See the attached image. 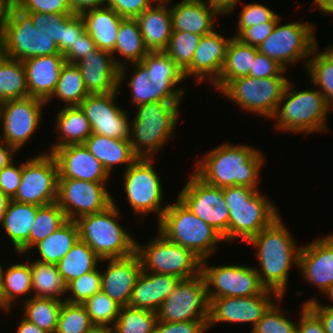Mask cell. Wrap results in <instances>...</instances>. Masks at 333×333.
<instances>
[{"label": "cell", "instance_id": "cell-1", "mask_svg": "<svg viewBox=\"0 0 333 333\" xmlns=\"http://www.w3.org/2000/svg\"><path fill=\"white\" fill-rule=\"evenodd\" d=\"M248 144L223 143L197 160L194 173L209 185L246 186L258 190L265 156Z\"/></svg>", "mask_w": 333, "mask_h": 333}, {"label": "cell", "instance_id": "cell-2", "mask_svg": "<svg viewBox=\"0 0 333 333\" xmlns=\"http://www.w3.org/2000/svg\"><path fill=\"white\" fill-rule=\"evenodd\" d=\"M280 217L250 239L248 244L256 249L259 267L254 268L262 285L284 297L289 271L291 267L298 268L301 246L297 245L293 234Z\"/></svg>", "mask_w": 333, "mask_h": 333}, {"label": "cell", "instance_id": "cell-3", "mask_svg": "<svg viewBox=\"0 0 333 333\" xmlns=\"http://www.w3.org/2000/svg\"><path fill=\"white\" fill-rule=\"evenodd\" d=\"M181 101H155L135 107L129 142L137 158L154 159V155L174 135ZM155 153V154H154Z\"/></svg>", "mask_w": 333, "mask_h": 333}, {"label": "cell", "instance_id": "cell-4", "mask_svg": "<svg viewBox=\"0 0 333 333\" xmlns=\"http://www.w3.org/2000/svg\"><path fill=\"white\" fill-rule=\"evenodd\" d=\"M223 196L229 209V243L248 242L280 216L270 197L254 188L225 187Z\"/></svg>", "mask_w": 333, "mask_h": 333}, {"label": "cell", "instance_id": "cell-5", "mask_svg": "<svg viewBox=\"0 0 333 333\" xmlns=\"http://www.w3.org/2000/svg\"><path fill=\"white\" fill-rule=\"evenodd\" d=\"M292 84L289 80L271 119L275 122V129L306 135L328 132L327 114L332 108L324 95L317 88L298 91Z\"/></svg>", "mask_w": 333, "mask_h": 333}, {"label": "cell", "instance_id": "cell-6", "mask_svg": "<svg viewBox=\"0 0 333 333\" xmlns=\"http://www.w3.org/2000/svg\"><path fill=\"white\" fill-rule=\"evenodd\" d=\"M157 225L158 232L167 240L187 248L201 260L210 259L218 244L225 242L219 232L198 218L178 197L168 204Z\"/></svg>", "mask_w": 333, "mask_h": 333}, {"label": "cell", "instance_id": "cell-7", "mask_svg": "<svg viewBox=\"0 0 333 333\" xmlns=\"http://www.w3.org/2000/svg\"><path fill=\"white\" fill-rule=\"evenodd\" d=\"M116 201L107 209L76 220L79 239L101 259L123 258L136 252V238L119 224L120 208Z\"/></svg>", "mask_w": 333, "mask_h": 333}, {"label": "cell", "instance_id": "cell-8", "mask_svg": "<svg viewBox=\"0 0 333 333\" xmlns=\"http://www.w3.org/2000/svg\"><path fill=\"white\" fill-rule=\"evenodd\" d=\"M4 56L24 61L32 57L61 54L58 46L34 25L32 17L8 2L3 18Z\"/></svg>", "mask_w": 333, "mask_h": 333}, {"label": "cell", "instance_id": "cell-9", "mask_svg": "<svg viewBox=\"0 0 333 333\" xmlns=\"http://www.w3.org/2000/svg\"><path fill=\"white\" fill-rule=\"evenodd\" d=\"M289 82L285 76L231 80L218 94L230 99L244 112L272 119Z\"/></svg>", "mask_w": 333, "mask_h": 333}, {"label": "cell", "instance_id": "cell-10", "mask_svg": "<svg viewBox=\"0 0 333 333\" xmlns=\"http://www.w3.org/2000/svg\"><path fill=\"white\" fill-rule=\"evenodd\" d=\"M154 159L137 158L123 175L124 191L134 217L139 221L155 213L159 221L168 207L162 204L164 190Z\"/></svg>", "mask_w": 333, "mask_h": 333}, {"label": "cell", "instance_id": "cell-11", "mask_svg": "<svg viewBox=\"0 0 333 333\" xmlns=\"http://www.w3.org/2000/svg\"><path fill=\"white\" fill-rule=\"evenodd\" d=\"M142 269L157 274L172 275L180 280L201 274L202 260L187 248L172 243L157 231L147 244L136 242Z\"/></svg>", "mask_w": 333, "mask_h": 333}, {"label": "cell", "instance_id": "cell-12", "mask_svg": "<svg viewBox=\"0 0 333 333\" xmlns=\"http://www.w3.org/2000/svg\"><path fill=\"white\" fill-rule=\"evenodd\" d=\"M279 19L274 30L258 47L261 54L277 61L287 70L289 64L303 59L306 66L314 47L318 44L316 39V26L308 22L294 21L281 24Z\"/></svg>", "mask_w": 333, "mask_h": 333}, {"label": "cell", "instance_id": "cell-13", "mask_svg": "<svg viewBox=\"0 0 333 333\" xmlns=\"http://www.w3.org/2000/svg\"><path fill=\"white\" fill-rule=\"evenodd\" d=\"M59 170L56 158L47 151L22 162V176L13 200L43 206L57 201Z\"/></svg>", "mask_w": 333, "mask_h": 333}, {"label": "cell", "instance_id": "cell-14", "mask_svg": "<svg viewBox=\"0 0 333 333\" xmlns=\"http://www.w3.org/2000/svg\"><path fill=\"white\" fill-rule=\"evenodd\" d=\"M202 260L201 274L206 283L208 302L219 297H250L262 293V285L254 266L240 264L208 265Z\"/></svg>", "mask_w": 333, "mask_h": 333}, {"label": "cell", "instance_id": "cell-15", "mask_svg": "<svg viewBox=\"0 0 333 333\" xmlns=\"http://www.w3.org/2000/svg\"><path fill=\"white\" fill-rule=\"evenodd\" d=\"M177 197L229 243V209L224 200L223 188L207 184L193 172Z\"/></svg>", "mask_w": 333, "mask_h": 333}, {"label": "cell", "instance_id": "cell-16", "mask_svg": "<svg viewBox=\"0 0 333 333\" xmlns=\"http://www.w3.org/2000/svg\"><path fill=\"white\" fill-rule=\"evenodd\" d=\"M44 106V100L31 96L0 103V139L20 151L39 128Z\"/></svg>", "mask_w": 333, "mask_h": 333}, {"label": "cell", "instance_id": "cell-17", "mask_svg": "<svg viewBox=\"0 0 333 333\" xmlns=\"http://www.w3.org/2000/svg\"><path fill=\"white\" fill-rule=\"evenodd\" d=\"M157 318L164 322L209 320V302L202 274L179 280L158 309Z\"/></svg>", "mask_w": 333, "mask_h": 333}, {"label": "cell", "instance_id": "cell-18", "mask_svg": "<svg viewBox=\"0 0 333 333\" xmlns=\"http://www.w3.org/2000/svg\"><path fill=\"white\" fill-rule=\"evenodd\" d=\"M108 182L77 179H58L57 204L68 220L101 212L113 204L114 197L107 189Z\"/></svg>", "mask_w": 333, "mask_h": 333}, {"label": "cell", "instance_id": "cell-19", "mask_svg": "<svg viewBox=\"0 0 333 333\" xmlns=\"http://www.w3.org/2000/svg\"><path fill=\"white\" fill-rule=\"evenodd\" d=\"M119 91L88 95L79 105L90 123L92 134L129 140L131 121L127 115L130 114L116 102Z\"/></svg>", "mask_w": 333, "mask_h": 333}, {"label": "cell", "instance_id": "cell-20", "mask_svg": "<svg viewBox=\"0 0 333 333\" xmlns=\"http://www.w3.org/2000/svg\"><path fill=\"white\" fill-rule=\"evenodd\" d=\"M279 298L276 292L268 289L250 297L213 298L209 302L208 330L214 324L224 322L237 325L250 323L253 329L268 308Z\"/></svg>", "mask_w": 333, "mask_h": 333}, {"label": "cell", "instance_id": "cell-21", "mask_svg": "<svg viewBox=\"0 0 333 333\" xmlns=\"http://www.w3.org/2000/svg\"><path fill=\"white\" fill-rule=\"evenodd\" d=\"M298 269L323 294L333 284V234L301 245Z\"/></svg>", "mask_w": 333, "mask_h": 333}, {"label": "cell", "instance_id": "cell-22", "mask_svg": "<svg viewBox=\"0 0 333 333\" xmlns=\"http://www.w3.org/2000/svg\"><path fill=\"white\" fill-rule=\"evenodd\" d=\"M100 262H107L104 271L101 270V290L121 307L128 306L143 270L138 254L135 252L127 257L103 259Z\"/></svg>", "mask_w": 333, "mask_h": 333}, {"label": "cell", "instance_id": "cell-23", "mask_svg": "<svg viewBox=\"0 0 333 333\" xmlns=\"http://www.w3.org/2000/svg\"><path fill=\"white\" fill-rule=\"evenodd\" d=\"M213 32L201 36L192 58L191 65L183 72L185 79L195 77L196 82L212 85L220 76L226 59V51L232 37Z\"/></svg>", "mask_w": 333, "mask_h": 333}, {"label": "cell", "instance_id": "cell-24", "mask_svg": "<svg viewBox=\"0 0 333 333\" xmlns=\"http://www.w3.org/2000/svg\"><path fill=\"white\" fill-rule=\"evenodd\" d=\"M59 179H77L90 182H108L111 175L84 144H70L56 148Z\"/></svg>", "mask_w": 333, "mask_h": 333}, {"label": "cell", "instance_id": "cell-25", "mask_svg": "<svg viewBox=\"0 0 333 333\" xmlns=\"http://www.w3.org/2000/svg\"><path fill=\"white\" fill-rule=\"evenodd\" d=\"M75 65L81 71L89 95L108 94L118 90L119 68L112 53L97 48Z\"/></svg>", "mask_w": 333, "mask_h": 333}, {"label": "cell", "instance_id": "cell-26", "mask_svg": "<svg viewBox=\"0 0 333 333\" xmlns=\"http://www.w3.org/2000/svg\"><path fill=\"white\" fill-rule=\"evenodd\" d=\"M141 62L147 68L149 80L159 90V101H182L187 92L177 84L185 80L184 73L164 51L148 52Z\"/></svg>", "mask_w": 333, "mask_h": 333}, {"label": "cell", "instance_id": "cell-27", "mask_svg": "<svg viewBox=\"0 0 333 333\" xmlns=\"http://www.w3.org/2000/svg\"><path fill=\"white\" fill-rule=\"evenodd\" d=\"M22 62L29 96L46 101L55 90L62 66L66 63L64 55L37 56Z\"/></svg>", "mask_w": 333, "mask_h": 333}, {"label": "cell", "instance_id": "cell-28", "mask_svg": "<svg viewBox=\"0 0 333 333\" xmlns=\"http://www.w3.org/2000/svg\"><path fill=\"white\" fill-rule=\"evenodd\" d=\"M173 31L207 35L214 31L220 14L205 0H181L170 6ZM218 16V17H217Z\"/></svg>", "mask_w": 333, "mask_h": 333}, {"label": "cell", "instance_id": "cell-29", "mask_svg": "<svg viewBox=\"0 0 333 333\" xmlns=\"http://www.w3.org/2000/svg\"><path fill=\"white\" fill-rule=\"evenodd\" d=\"M170 1H155L136 20L149 52L164 51L171 37L173 26ZM169 7V8H168Z\"/></svg>", "mask_w": 333, "mask_h": 333}, {"label": "cell", "instance_id": "cell-30", "mask_svg": "<svg viewBox=\"0 0 333 333\" xmlns=\"http://www.w3.org/2000/svg\"><path fill=\"white\" fill-rule=\"evenodd\" d=\"M148 52L137 20L124 18L120 23L114 52L112 53L113 60L119 68L118 89H120L124 80L126 81V75L129 73L128 67L141 62ZM117 55L120 56L117 58ZM121 57L125 60L124 62L123 59H120ZM126 72L128 73L126 74Z\"/></svg>", "mask_w": 333, "mask_h": 333}, {"label": "cell", "instance_id": "cell-31", "mask_svg": "<svg viewBox=\"0 0 333 333\" xmlns=\"http://www.w3.org/2000/svg\"><path fill=\"white\" fill-rule=\"evenodd\" d=\"M81 17L85 24V31L93 39L97 48L113 53L120 23L124 18L106 5L88 10L81 14Z\"/></svg>", "mask_w": 333, "mask_h": 333}, {"label": "cell", "instance_id": "cell-32", "mask_svg": "<svg viewBox=\"0 0 333 333\" xmlns=\"http://www.w3.org/2000/svg\"><path fill=\"white\" fill-rule=\"evenodd\" d=\"M55 116V131L59 136L47 152L70 144H83L92 135L90 123L80 106H64Z\"/></svg>", "mask_w": 333, "mask_h": 333}, {"label": "cell", "instance_id": "cell-33", "mask_svg": "<svg viewBox=\"0 0 333 333\" xmlns=\"http://www.w3.org/2000/svg\"><path fill=\"white\" fill-rule=\"evenodd\" d=\"M111 175L115 166L124 165L125 171L136 159L129 140L109 138L100 134H92L84 143Z\"/></svg>", "mask_w": 333, "mask_h": 333}, {"label": "cell", "instance_id": "cell-34", "mask_svg": "<svg viewBox=\"0 0 333 333\" xmlns=\"http://www.w3.org/2000/svg\"><path fill=\"white\" fill-rule=\"evenodd\" d=\"M32 293L30 260L14 263L0 271V309L9 312L22 295Z\"/></svg>", "mask_w": 333, "mask_h": 333}, {"label": "cell", "instance_id": "cell-35", "mask_svg": "<svg viewBox=\"0 0 333 333\" xmlns=\"http://www.w3.org/2000/svg\"><path fill=\"white\" fill-rule=\"evenodd\" d=\"M258 47L242 43L232 37L226 51V59L219 78L210 86L220 92L231 80L242 76H249Z\"/></svg>", "mask_w": 333, "mask_h": 333}, {"label": "cell", "instance_id": "cell-36", "mask_svg": "<svg viewBox=\"0 0 333 333\" xmlns=\"http://www.w3.org/2000/svg\"><path fill=\"white\" fill-rule=\"evenodd\" d=\"M36 215V205L10 199L5 210L2 230L7 234L16 252L29 240Z\"/></svg>", "mask_w": 333, "mask_h": 333}, {"label": "cell", "instance_id": "cell-37", "mask_svg": "<svg viewBox=\"0 0 333 333\" xmlns=\"http://www.w3.org/2000/svg\"><path fill=\"white\" fill-rule=\"evenodd\" d=\"M79 240V229L76 221L68 220L62 227L37 243L39 259L36 261L57 264Z\"/></svg>", "mask_w": 333, "mask_h": 333}, {"label": "cell", "instance_id": "cell-38", "mask_svg": "<svg viewBox=\"0 0 333 333\" xmlns=\"http://www.w3.org/2000/svg\"><path fill=\"white\" fill-rule=\"evenodd\" d=\"M317 47L318 44L314 47L312 57H309L304 69L309 75L311 85L324 95L326 103L333 111V45L329 44L319 53L316 52Z\"/></svg>", "mask_w": 333, "mask_h": 333}, {"label": "cell", "instance_id": "cell-39", "mask_svg": "<svg viewBox=\"0 0 333 333\" xmlns=\"http://www.w3.org/2000/svg\"><path fill=\"white\" fill-rule=\"evenodd\" d=\"M32 292L30 297L64 300L66 284L56 264L30 260Z\"/></svg>", "mask_w": 333, "mask_h": 333}, {"label": "cell", "instance_id": "cell-40", "mask_svg": "<svg viewBox=\"0 0 333 333\" xmlns=\"http://www.w3.org/2000/svg\"><path fill=\"white\" fill-rule=\"evenodd\" d=\"M68 221L65 213L57 202L37 206V215L30 231L29 240L16 252V254H29L33 247L50 234L58 230Z\"/></svg>", "mask_w": 333, "mask_h": 333}, {"label": "cell", "instance_id": "cell-41", "mask_svg": "<svg viewBox=\"0 0 333 333\" xmlns=\"http://www.w3.org/2000/svg\"><path fill=\"white\" fill-rule=\"evenodd\" d=\"M100 261L94 251L79 239L56 265L67 285L70 281L95 270L101 264Z\"/></svg>", "mask_w": 333, "mask_h": 333}, {"label": "cell", "instance_id": "cell-42", "mask_svg": "<svg viewBox=\"0 0 333 333\" xmlns=\"http://www.w3.org/2000/svg\"><path fill=\"white\" fill-rule=\"evenodd\" d=\"M88 95L80 69L66 62L60 71L55 90L45 102L48 105L52 99H57L64 106H79Z\"/></svg>", "mask_w": 333, "mask_h": 333}, {"label": "cell", "instance_id": "cell-43", "mask_svg": "<svg viewBox=\"0 0 333 333\" xmlns=\"http://www.w3.org/2000/svg\"><path fill=\"white\" fill-rule=\"evenodd\" d=\"M64 300L25 297L22 317L48 333H55Z\"/></svg>", "mask_w": 333, "mask_h": 333}, {"label": "cell", "instance_id": "cell-44", "mask_svg": "<svg viewBox=\"0 0 333 333\" xmlns=\"http://www.w3.org/2000/svg\"><path fill=\"white\" fill-rule=\"evenodd\" d=\"M28 96L23 62L3 56L0 59V103Z\"/></svg>", "mask_w": 333, "mask_h": 333}, {"label": "cell", "instance_id": "cell-45", "mask_svg": "<svg viewBox=\"0 0 333 333\" xmlns=\"http://www.w3.org/2000/svg\"><path fill=\"white\" fill-rule=\"evenodd\" d=\"M157 321V312L123 306L114 326L117 333H153Z\"/></svg>", "mask_w": 333, "mask_h": 333}, {"label": "cell", "instance_id": "cell-46", "mask_svg": "<svg viewBox=\"0 0 333 333\" xmlns=\"http://www.w3.org/2000/svg\"><path fill=\"white\" fill-rule=\"evenodd\" d=\"M201 36L190 32L172 31L164 52L184 72L192 62Z\"/></svg>", "mask_w": 333, "mask_h": 333}, {"label": "cell", "instance_id": "cell-47", "mask_svg": "<svg viewBox=\"0 0 333 333\" xmlns=\"http://www.w3.org/2000/svg\"><path fill=\"white\" fill-rule=\"evenodd\" d=\"M134 71L127 87L130 88L131 103L136 106L159 101V90L149 80L146 66L142 62L134 63Z\"/></svg>", "mask_w": 333, "mask_h": 333}, {"label": "cell", "instance_id": "cell-48", "mask_svg": "<svg viewBox=\"0 0 333 333\" xmlns=\"http://www.w3.org/2000/svg\"><path fill=\"white\" fill-rule=\"evenodd\" d=\"M95 325L82 304L63 302L55 333H89Z\"/></svg>", "mask_w": 333, "mask_h": 333}, {"label": "cell", "instance_id": "cell-49", "mask_svg": "<svg viewBox=\"0 0 333 333\" xmlns=\"http://www.w3.org/2000/svg\"><path fill=\"white\" fill-rule=\"evenodd\" d=\"M82 305L95 326L114 325L121 308L102 290L92 295Z\"/></svg>", "mask_w": 333, "mask_h": 333}, {"label": "cell", "instance_id": "cell-50", "mask_svg": "<svg viewBox=\"0 0 333 333\" xmlns=\"http://www.w3.org/2000/svg\"><path fill=\"white\" fill-rule=\"evenodd\" d=\"M283 298L280 297L268 308L263 317L251 329V333H297L298 323L290 320L291 318H288L284 308L279 306Z\"/></svg>", "mask_w": 333, "mask_h": 333}, {"label": "cell", "instance_id": "cell-51", "mask_svg": "<svg viewBox=\"0 0 333 333\" xmlns=\"http://www.w3.org/2000/svg\"><path fill=\"white\" fill-rule=\"evenodd\" d=\"M97 267L66 285L67 297L64 301L71 304H82L101 290V270Z\"/></svg>", "mask_w": 333, "mask_h": 333}, {"label": "cell", "instance_id": "cell-52", "mask_svg": "<svg viewBox=\"0 0 333 333\" xmlns=\"http://www.w3.org/2000/svg\"><path fill=\"white\" fill-rule=\"evenodd\" d=\"M237 37L245 28L269 21H278L281 17L264 4L250 3L244 5L237 17Z\"/></svg>", "mask_w": 333, "mask_h": 333}, {"label": "cell", "instance_id": "cell-53", "mask_svg": "<svg viewBox=\"0 0 333 333\" xmlns=\"http://www.w3.org/2000/svg\"><path fill=\"white\" fill-rule=\"evenodd\" d=\"M33 20V25L50 37L57 45L63 40L65 17L68 14H46L42 12L28 13Z\"/></svg>", "mask_w": 333, "mask_h": 333}, {"label": "cell", "instance_id": "cell-54", "mask_svg": "<svg viewBox=\"0 0 333 333\" xmlns=\"http://www.w3.org/2000/svg\"><path fill=\"white\" fill-rule=\"evenodd\" d=\"M128 306L154 311L152 272L142 270L133 288Z\"/></svg>", "mask_w": 333, "mask_h": 333}, {"label": "cell", "instance_id": "cell-55", "mask_svg": "<svg viewBox=\"0 0 333 333\" xmlns=\"http://www.w3.org/2000/svg\"><path fill=\"white\" fill-rule=\"evenodd\" d=\"M12 2L27 13L74 14L67 0H13Z\"/></svg>", "mask_w": 333, "mask_h": 333}, {"label": "cell", "instance_id": "cell-56", "mask_svg": "<svg viewBox=\"0 0 333 333\" xmlns=\"http://www.w3.org/2000/svg\"><path fill=\"white\" fill-rule=\"evenodd\" d=\"M85 32V24L81 15L68 14L65 17L63 40L57 45L61 54L65 55L74 43Z\"/></svg>", "mask_w": 333, "mask_h": 333}, {"label": "cell", "instance_id": "cell-57", "mask_svg": "<svg viewBox=\"0 0 333 333\" xmlns=\"http://www.w3.org/2000/svg\"><path fill=\"white\" fill-rule=\"evenodd\" d=\"M208 320H193L185 322L157 321L153 333H206Z\"/></svg>", "mask_w": 333, "mask_h": 333}, {"label": "cell", "instance_id": "cell-58", "mask_svg": "<svg viewBox=\"0 0 333 333\" xmlns=\"http://www.w3.org/2000/svg\"><path fill=\"white\" fill-rule=\"evenodd\" d=\"M156 0H105V5L111 7L123 18L136 19Z\"/></svg>", "mask_w": 333, "mask_h": 333}, {"label": "cell", "instance_id": "cell-59", "mask_svg": "<svg viewBox=\"0 0 333 333\" xmlns=\"http://www.w3.org/2000/svg\"><path fill=\"white\" fill-rule=\"evenodd\" d=\"M175 276L157 274L152 272V291L154 299V312H157L161 304L172 293L179 282Z\"/></svg>", "mask_w": 333, "mask_h": 333}, {"label": "cell", "instance_id": "cell-60", "mask_svg": "<svg viewBox=\"0 0 333 333\" xmlns=\"http://www.w3.org/2000/svg\"><path fill=\"white\" fill-rule=\"evenodd\" d=\"M287 70L274 59L258 52L252 64L249 77L266 78L272 76H285Z\"/></svg>", "mask_w": 333, "mask_h": 333}, {"label": "cell", "instance_id": "cell-61", "mask_svg": "<svg viewBox=\"0 0 333 333\" xmlns=\"http://www.w3.org/2000/svg\"><path fill=\"white\" fill-rule=\"evenodd\" d=\"M22 163L15 165L12 161L8 166L0 170V191L9 199H13L21 183Z\"/></svg>", "mask_w": 333, "mask_h": 333}, {"label": "cell", "instance_id": "cell-62", "mask_svg": "<svg viewBox=\"0 0 333 333\" xmlns=\"http://www.w3.org/2000/svg\"><path fill=\"white\" fill-rule=\"evenodd\" d=\"M277 22L278 21H269L247 27L236 38L247 45L259 47L274 30Z\"/></svg>", "mask_w": 333, "mask_h": 333}, {"label": "cell", "instance_id": "cell-63", "mask_svg": "<svg viewBox=\"0 0 333 333\" xmlns=\"http://www.w3.org/2000/svg\"><path fill=\"white\" fill-rule=\"evenodd\" d=\"M297 333H326L320 317L306 304H302Z\"/></svg>", "mask_w": 333, "mask_h": 333}, {"label": "cell", "instance_id": "cell-64", "mask_svg": "<svg viewBox=\"0 0 333 333\" xmlns=\"http://www.w3.org/2000/svg\"><path fill=\"white\" fill-rule=\"evenodd\" d=\"M97 49V46L90 35L85 31L80 39H77L73 48L64 55L67 63L76 64L85 55L92 54Z\"/></svg>", "mask_w": 333, "mask_h": 333}, {"label": "cell", "instance_id": "cell-65", "mask_svg": "<svg viewBox=\"0 0 333 333\" xmlns=\"http://www.w3.org/2000/svg\"><path fill=\"white\" fill-rule=\"evenodd\" d=\"M67 2L72 13L76 15L105 6V0H67Z\"/></svg>", "mask_w": 333, "mask_h": 333}, {"label": "cell", "instance_id": "cell-66", "mask_svg": "<svg viewBox=\"0 0 333 333\" xmlns=\"http://www.w3.org/2000/svg\"><path fill=\"white\" fill-rule=\"evenodd\" d=\"M322 320L326 333H333V308L329 306H309Z\"/></svg>", "mask_w": 333, "mask_h": 333}, {"label": "cell", "instance_id": "cell-67", "mask_svg": "<svg viewBox=\"0 0 333 333\" xmlns=\"http://www.w3.org/2000/svg\"><path fill=\"white\" fill-rule=\"evenodd\" d=\"M221 16H228L238 4L239 0H205Z\"/></svg>", "mask_w": 333, "mask_h": 333}, {"label": "cell", "instance_id": "cell-68", "mask_svg": "<svg viewBox=\"0 0 333 333\" xmlns=\"http://www.w3.org/2000/svg\"><path fill=\"white\" fill-rule=\"evenodd\" d=\"M16 152L13 147L0 139V170L8 166L12 161H15L13 160V156H15Z\"/></svg>", "mask_w": 333, "mask_h": 333}, {"label": "cell", "instance_id": "cell-69", "mask_svg": "<svg viewBox=\"0 0 333 333\" xmlns=\"http://www.w3.org/2000/svg\"><path fill=\"white\" fill-rule=\"evenodd\" d=\"M17 326V330L15 331L16 333H48L23 317Z\"/></svg>", "mask_w": 333, "mask_h": 333}, {"label": "cell", "instance_id": "cell-70", "mask_svg": "<svg viewBox=\"0 0 333 333\" xmlns=\"http://www.w3.org/2000/svg\"><path fill=\"white\" fill-rule=\"evenodd\" d=\"M324 296H326V298L329 299V301L333 304V284L323 293ZM304 304L308 305V306H329L333 308V305H324V303L322 304V302L320 303L317 299H315L314 297L310 300H307L304 302Z\"/></svg>", "mask_w": 333, "mask_h": 333}, {"label": "cell", "instance_id": "cell-71", "mask_svg": "<svg viewBox=\"0 0 333 333\" xmlns=\"http://www.w3.org/2000/svg\"><path fill=\"white\" fill-rule=\"evenodd\" d=\"M10 199L0 191V227L2 228L3 221H4V214L9 203Z\"/></svg>", "mask_w": 333, "mask_h": 333}, {"label": "cell", "instance_id": "cell-72", "mask_svg": "<svg viewBox=\"0 0 333 333\" xmlns=\"http://www.w3.org/2000/svg\"><path fill=\"white\" fill-rule=\"evenodd\" d=\"M89 333H117L114 325L94 326Z\"/></svg>", "mask_w": 333, "mask_h": 333}, {"label": "cell", "instance_id": "cell-73", "mask_svg": "<svg viewBox=\"0 0 333 333\" xmlns=\"http://www.w3.org/2000/svg\"><path fill=\"white\" fill-rule=\"evenodd\" d=\"M314 3L312 4L313 7L315 6L316 9L319 10L320 13H324L333 3V0H312Z\"/></svg>", "mask_w": 333, "mask_h": 333}, {"label": "cell", "instance_id": "cell-74", "mask_svg": "<svg viewBox=\"0 0 333 333\" xmlns=\"http://www.w3.org/2000/svg\"><path fill=\"white\" fill-rule=\"evenodd\" d=\"M7 0H0V26H3V18L7 7Z\"/></svg>", "mask_w": 333, "mask_h": 333}, {"label": "cell", "instance_id": "cell-75", "mask_svg": "<svg viewBox=\"0 0 333 333\" xmlns=\"http://www.w3.org/2000/svg\"><path fill=\"white\" fill-rule=\"evenodd\" d=\"M3 26H0V59L4 56Z\"/></svg>", "mask_w": 333, "mask_h": 333}, {"label": "cell", "instance_id": "cell-76", "mask_svg": "<svg viewBox=\"0 0 333 333\" xmlns=\"http://www.w3.org/2000/svg\"><path fill=\"white\" fill-rule=\"evenodd\" d=\"M325 14H332L331 16H333V3L331 4V6L324 12Z\"/></svg>", "mask_w": 333, "mask_h": 333}]
</instances>
